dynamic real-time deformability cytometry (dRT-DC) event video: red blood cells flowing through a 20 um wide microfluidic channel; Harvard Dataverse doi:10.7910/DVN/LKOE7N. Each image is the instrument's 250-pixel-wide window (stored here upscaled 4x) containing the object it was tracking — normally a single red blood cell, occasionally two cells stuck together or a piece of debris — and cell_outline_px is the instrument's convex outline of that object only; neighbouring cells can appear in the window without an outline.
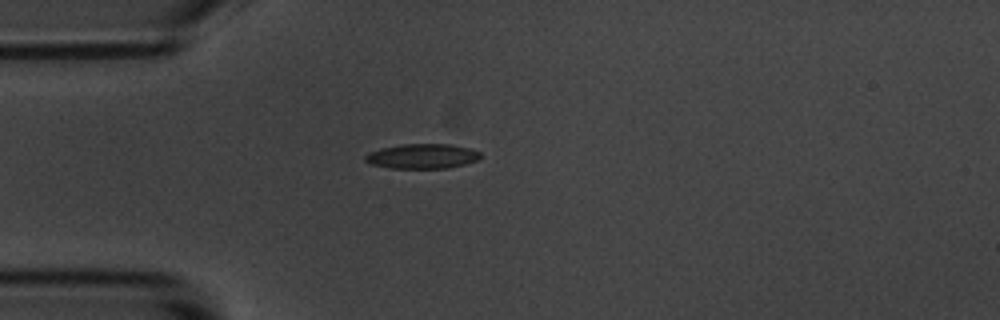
{"species": "common noctule bat (a hibernating species)", "species_latin": "Nyctalus noctula", "temperature_condition": "room temperature", "stored_images_in_passage": 1, "camera_frame_rate_fps": 3000, "um_per_image_px": 0.085, "animal": {"sex": "male", "body_mass_g": 20.1, "forearm_length_mm": 53.5}, "frame": {"image": 1, "passage_image": 1, "time_ms": 0.0, "image_size_px": [1000, 320], "cell_outline_px": [[480, 160], [448, 168], [388, 168], [372, 164], [364, 160], [364, 156], [368, 152], [380, 148], [400, 144], [452, 144], [468, 148], [480, 152]], "centroid_in_image_um": [35.87, 13.27], "position_along_channel_um": 49.1, "area_um2": 16.76}}